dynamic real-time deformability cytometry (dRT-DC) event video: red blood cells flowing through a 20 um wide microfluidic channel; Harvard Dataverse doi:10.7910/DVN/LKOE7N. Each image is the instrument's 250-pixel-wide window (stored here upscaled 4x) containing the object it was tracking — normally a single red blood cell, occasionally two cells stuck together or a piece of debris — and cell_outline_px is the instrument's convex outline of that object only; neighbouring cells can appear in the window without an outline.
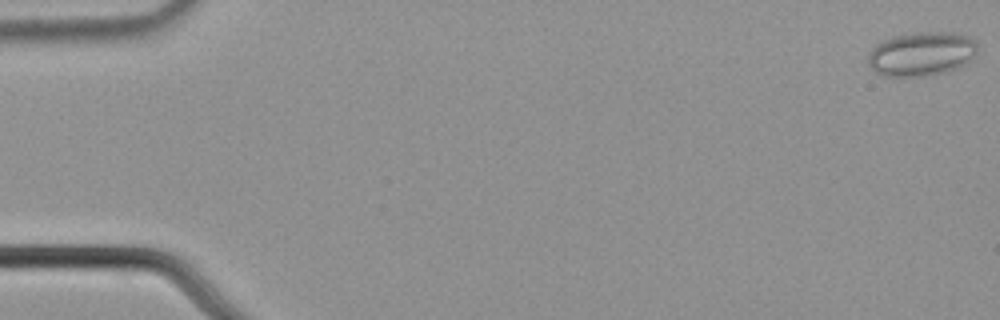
{"species": "common noctule bat (a hibernating species)", "species_latin": "Nyctalus noctula", "temperature_condition": "cold", "stored_images_in_passage": 11, "camera_frame_rate_fps": 3000, "um_per_image_px": 0.085, "animal": {"sex": "male", "body_mass_g": 21.5, "forearm_length_mm": 52.0}, "frame": {"image": 1, "passage_image": 1, "time_ms": 0.0, "image_size_px": [1000, 320], "cell_outline_px": [[976, 56], [964, 64], [956, 68], [944, 72], [924, 76], [884, 76], [876, 72], [868, 64], [868, 52], [876, 44], [884, 40], [896, 36], [916, 32], [952, 32], [968, 36], [976, 40]], "centroid_in_image_um": [78.33, 4.57], "position_along_channel_um": 6.7, "area_um2": 28.09}}